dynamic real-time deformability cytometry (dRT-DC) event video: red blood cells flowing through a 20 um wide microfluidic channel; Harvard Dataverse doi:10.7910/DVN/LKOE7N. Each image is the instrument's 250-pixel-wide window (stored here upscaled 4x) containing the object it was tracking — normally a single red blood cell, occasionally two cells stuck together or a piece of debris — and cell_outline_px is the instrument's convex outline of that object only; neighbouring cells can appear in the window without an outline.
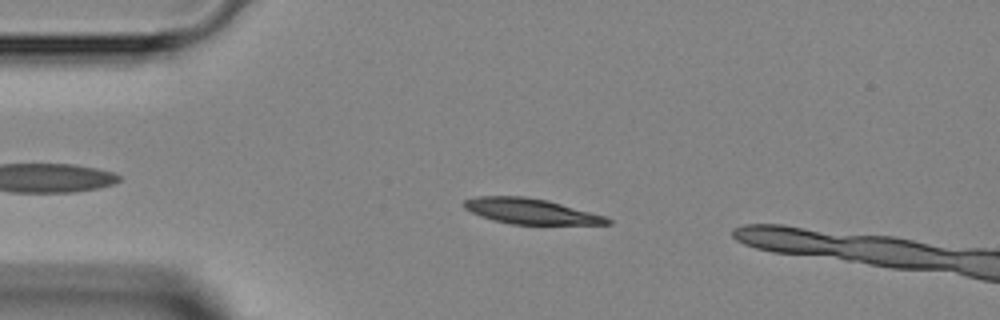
{"species": "Egyptian fruit bat (a non-hibernating species)", "species_latin": "Rousettus aegyptiacus", "temperature_condition": "room temperature", "stored_images_in_passage": 4, "camera_frame_rate_fps": 3000, "um_per_image_px": 0.085, "animal": {"sex": "female"}, "frame": {"image": 1, "passage_image": 2, "time_ms": 1.333, "image_size_px": [1000, 320], "cell_outline_px": [[612, 224], [512, 224], [480, 216], [464, 208], [464, 200], [476, 196], [524, 196], [548, 200], [604, 216], [612, 220]], "centroid_in_image_um": [45.1, 17.95], "position_along_channel_um": 39.9, "area_um2": 20.98}}